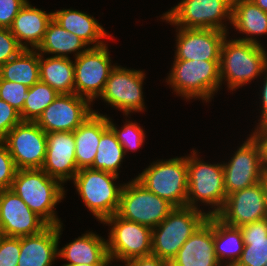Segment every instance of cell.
I'll return each instance as SVG.
<instances>
[{
	"label": "cell",
	"instance_id": "obj_1",
	"mask_svg": "<svg viewBox=\"0 0 267 266\" xmlns=\"http://www.w3.org/2000/svg\"><path fill=\"white\" fill-rule=\"evenodd\" d=\"M220 79L227 81L232 91L264 73L267 67V52L252 36L223 40L220 51Z\"/></svg>",
	"mask_w": 267,
	"mask_h": 266
},
{
	"label": "cell",
	"instance_id": "obj_2",
	"mask_svg": "<svg viewBox=\"0 0 267 266\" xmlns=\"http://www.w3.org/2000/svg\"><path fill=\"white\" fill-rule=\"evenodd\" d=\"M11 189L48 225L61 224L55 206L64 198L62 183L42 169L16 171Z\"/></svg>",
	"mask_w": 267,
	"mask_h": 266
},
{
	"label": "cell",
	"instance_id": "obj_3",
	"mask_svg": "<svg viewBox=\"0 0 267 266\" xmlns=\"http://www.w3.org/2000/svg\"><path fill=\"white\" fill-rule=\"evenodd\" d=\"M207 218V213L201 209L175 207L152 229L151 255L170 263L182 245Z\"/></svg>",
	"mask_w": 267,
	"mask_h": 266
},
{
	"label": "cell",
	"instance_id": "obj_4",
	"mask_svg": "<svg viewBox=\"0 0 267 266\" xmlns=\"http://www.w3.org/2000/svg\"><path fill=\"white\" fill-rule=\"evenodd\" d=\"M220 61L174 60L167 83L186 99L202 98L208 102L222 85Z\"/></svg>",
	"mask_w": 267,
	"mask_h": 266
},
{
	"label": "cell",
	"instance_id": "obj_5",
	"mask_svg": "<svg viewBox=\"0 0 267 266\" xmlns=\"http://www.w3.org/2000/svg\"><path fill=\"white\" fill-rule=\"evenodd\" d=\"M196 150L187 157L188 194L186 206L197 209L199 201L214 209L207 213L216 216L223 208L227 193L224 187L223 164H208L198 159ZM197 202V203H196Z\"/></svg>",
	"mask_w": 267,
	"mask_h": 266
},
{
	"label": "cell",
	"instance_id": "obj_6",
	"mask_svg": "<svg viewBox=\"0 0 267 266\" xmlns=\"http://www.w3.org/2000/svg\"><path fill=\"white\" fill-rule=\"evenodd\" d=\"M136 179L174 207H185L188 194L187 156L151 163Z\"/></svg>",
	"mask_w": 267,
	"mask_h": 266
},
{
	"label": "cell",
	"instance_id": "obj_7",
	"mask_svg": "<svg viewBox=\"0 0 267 266\" xmlns=\"http://www.w3.org/2000/svg\"><path fill=\"white\" fill-rule=\"evenodd\" d=\"M117 178L112 173L84 168L73 179L85 206L101 222L117 213L123 187L114 184Z\"/></svg>",
	"mask_w": 267,
	"mask_h": 266
},
{
	"label": "cell",
	"instance_id": "obj_8",
	"mask_svg": "<svg viewBox=\"0 0 267 266\" xmlns=\"http://www.w3.org/2000/svg\"><path fill=\"white\" fill-rule=\"evenodd\" d=\"M175 207L150 192L136 178L123 184L117 215L151 229L158 226Z\"/></svg>",
	"mask_w": 267,
	"mask_h": 266
},
{
	"label": "cell",
	"instance_id": "obj_9",
	"mask_svg": "<svg viewBox=\"0 0 267 266\" xmlns=\"http://www.w3.org/2000/svg\"><path fill=\"white\" fill-rule=\"evenodd\" d=\"M233 0H182L162 19L187 29H216L227 32L223 21H232Z\"/></svg>",
	"mask_w": 267,
	"mask_h": 266
},
{
	"label": "cell",
	"instance_id": "obj_10",
	"mask_svg": "<svg viewBox=\"0 0 267 266\" xmlns=\"http://www.w3.org/2000/svg\"><path fill=\"white\" fill-rule=\"evenodd\" d=\"M102 223L112 226L107 240V253L111 261L117 259L126 263L133 258L152 254L150 227L125 220L117 214L107 217Z\"/></svg>",
	"mask_w": 267,
	"mask_h": 266
},
{
	"label": "cell",
	"instance_id": "obj_11",
	"mask_svg": "<svg viewBox=\"0 0 267 266\" xmlns=\"http://www.w3.org/2000/svg\"><path fill=\"white\" fill-rule=\"evenodd\" d=\"M264 172L262 147L252 133L231 160L223 164L224 187L227 195L260 182Z\"/></svg>",
	"mask_w": 267,
	"mask_h": 266
},
{
	"label": "cell",
	"instance_id": "obj_12",
	"mask_svg": "<svg viewBox=\"0 0 267 266\" xmlns=\"http://www.w3.org/2000/svg\"><path fill=\"white\" fill-rule=\"evenodd\" d=\"M110 53L106 44L99 47H88L74 61V93L93 102L105 86L110 72Z\"/></svg>",
	"mask_w": 267,
	"mask_h": 266
},
{
	"label": "cell",
	"instance_id": "obj_13",
	"mask_svg": "<svg viewBox=\"0 0 267 266\" xmlns=\"http://www.w3.org/2000/svg\"><path fill=\"white\" fill-rule=\"evenodd\" d=\"M2 142L8 148L17 170L41 169L47 149L46 132L35 122L15 125Z\"/></svg>",
	"mask_w": 267,
	"mask_h": 266
},
{
	"label": "cell",
	"instance_id": "obj_14",
	"mask_svg": "<svg viewBox=\"0 0 267 266\" xmlns=\"http://www.w3.org/2000/svg\"><path fill=\"white\" fill-rule=\"evenodd\" d=\"M144 78L143 71L116 65L99 97L112 107L122 110L126 116L133 111L140 112L145 109L142 91Z\"/></svg>",
	"mask_w": 267,
	"mask_h": 266
},
{
	"label": "cell",
	"instance_id": "obj_15",
	"mask_svg": "<svg viewBox=\"0 0 267 266\" xmlns=\"http://www.w3.org/2000/svg\"><path fill=\"white\" fill-rule=\"evenodd\" d=\"M91 102L75 93L59 94L35 121L46 133L73 132L93 111Z\"/></svg>",
	"mask_w": 267,
	"mask_h": 266
},
{
	"label": "cell",
	"instance_id": "obj_16",
	"mask_svg": "<svg viewBox=\"0 0 267 266\" xmlns=\"http://www.w3.org/2000/svg\"><path fill=\"white\" fill-rule=\"evenodd\" d=\"M49 225L12 190H0V234L24 237L42 232Z\"/></svg>",
	"mask_w": 267,
	"mask_h": 266
},
{
	"label": "cell",
	"instance_id": "obj_17",
	"mask_svg": "<svg viewBox=\"0 0 267 266\" xmlns=\"http://www.w3.org/2000/svg\"><path fill=\"white\" fill-rule=\"evenodd\" d=\"M216 216L225 224L239 228L267 218V202L262 182L227 195L222 210Z\"/></svg>",
	"mask_w": 267,
	"mask_h": 266
},
{
	"label": "cell",
	"instance_id": "obj_18",
	"mask_svg": "<svg viewBox=\"0 0 267 266\" xmlns=\"http://www.w3.org/2000/svg\"><path fill=\"white\" fill-rule=\"evenodd\" d=\"M174 60L220 61V51L227 32L216 29L180 28Z\"/></svg>",
	"mask_w": 267,
	"mask_h": 266
},
{
	"label": "cell",
	"instance_id": "obj_19",
	"mask_svg": "<svg viewBox=\"0 0 267 266\" xmlns=\"http://www.w3.org/2000/svg\"><path fill=\"white\" fill-rule=\"evenodd\" d=\"M46 135V156L41 169L62 184L73 180L79 171L75 157L73 132H50Z\"/></svg>",
	"mask_w": 267,
	"mask_h": 266
},
{
	"label": "cell",
	"instance_id": "obj_20",
	"mask_svg": "<svg viewBox=\"0 0 267 266\" xmlns=\"http://www.w3.org/2000/svg\"><path fill=\"white\" fill-rule=\"evenodd\" d=\"M170 266H222L214 247V216L208 218L182 245Z\"/></svg>",
	"mask_w": 267,
	"mask_h": 266
},
{
	"label": "cell",
	"instance_id": "obj_21",
	"mask_svg": "<svg viewBox=\"0 0 267 266\" xmlns=\"http://www.w3.org/2000/svg\"><path fill=\"white\" fill-rule=\"evenodd\" d=\"M62 223L49 225L42 232L20 237V256L17 266H52L58 257Z\"/></svg>",
	"mask_w": 267,
	"mask_h": 266
},
{
	"label": "cell",
	"instance_id": "obj_22",
	"mask_svg": "<svg viewBox=\"0 0 267 266\" xmlns=\"http://www.w3.org/2000/svg\"><path fill=\"white\" fill-rule=\"evenodd\" d=\"M52 19L53 12L47 14L27 2L14 18L10 30L24 49H30L27 46L30 45L35 50L42 43L47 26Z\"/></svg>",
	"mask_w": 267,
	"mask_h": 266
},
{
	"label": "cell",
	"instance_id": "obj_23",
	"mask_svg": "<svg viewBox=\"0 0 267 266\" xmlns=\"http://www.w3.org/2000/svg\"><path fill=\"white\" fill-rule=\"evenodd\" d=\"M108 128L107 115L93 111V114L73 131L78 170L92 167L101 135Z\"/></svg>",
	"mask_w": 267,
	"mask_h": 266
},
{
	"label": "cell",
	"instance_id": "obj_24",
	"mask_svg": "<svg viewBox=\"0 0 267 266\" xmlns=\"http://www.w3.org/2000/svg\"><path fill=\"white\" fill-rule=\"evenodd\" d=\"M58 257L74 264H112L107 253V241L99 235L88 232L58 249Z\"/></svg>",
	"mask_w": 267,
	"mask_h": 266
},
{
	"label": "cell",
	"instance_id": "obj_25",
	"mask_svg": "<svg viewBox=\"0 0 267 266\" xmlns=\"http://www.w3.org/2000/svg\"><path fill=\"white\" fill-rule=\"evenodd\" d=\"M53 19L68 32L74 33L81 38L88 47H90V44H93L91 47L102 46L105 43L100 41V39L111 36L109 34L107 35L104 28L95 18L82 11L73 9L58 10L53 12Z\"/></svg>",
	"mask_w": 267,
	"mask_h": 266
},
{
	"label": "cell",
	"instance_id": "obj_26",
	"mask_svg": "<svg viewBox=\"0 0 267 266\" xmlns=\"http://www.w3.org/2000/svg\"><path fill=\"white\" fill-rule=\"evenodd\" d=\"M244 249L234 266H265L267 262V218L240 227Z\"/></svg>",
	"mask_w": 267,
	"mask_h": 266
},
{
	"label": "cell",
	"instance_id": "obj_27",
	"mask_svg": "<svg viewBox=\"0 0 267 266\" xmlns=\"http://www.w3.org/2000/svg\"><path fill=\"white\" fill-rule=\"evenodd\" d=\"M43 57V54H39L40 81L58 94L74 93V61L57 56Z\"/></svg>",
	"mask_w": 267,
	"mask_h": 266
},
{
	"label": "cell",
	"instance_id": "obj_28",
	"mask_svg": "<svg viewBox=\"0 0 267 266\" xmlns=\"http://www.w3.org/2000/svg\"><path fill=\"white\" fill-rule=\"evenodd\" d=\"M86 46L88 45L81 38L68 32L52 19L47 26L42 43L36 50H39V54L51 53L64 58H70L67 54L75 52V58H77L88 49Z\"/></svg>",
	"mask_w": 267,
	"mask_h": 266
},
{
	"label": "cell",
	"instance_id": "obj_29",
	"mask_svg": "<svg viewBox=\"0 0 267 266\" xmlns=\"http://www.w3.org/2000/svg\"><path fill=\"white\" fill-rule=\"evenodd\" d=\"M214 247L217 260L221 265L225 262L224 266H234L244 249L241 229L227 225L214 216Z\"/></svg>",
	"mask_w": 267,
	"mask_h": 266
},
{
	"label": "cell",
	"instance_id": "obj_30",
	"mask_svg": "<svg viewBox=\"0 0 267 266\" xmlns=\"http://www.w3.org/2000/svg\"><path fill=\"white\" fill-rule=\"evenodd\" d=\"M0 78L18 82L27 87L40 81L39 52L23 49L17 56L0 66Z\"/></svg>",
	"mask_w": 267,
	"mask_h": 266
},
{
	"label": "cell",
	"instance_id": "obj_31",
	"mask_svg": "<svg viewBox=\"0 0 267 266\" xmlns=\"http://www.w3.org/2000/svg\"><path fill=\"white\" fill-rule=\"evenodd\" d=\"M231 24L247 35L267 34V12L252 0H233Z\"/></svg>",
	"mask_w": 267,
	"mask_h": 266
},
{
	"label": "cell",
	"instance_id": "obj_32",
	"mask_svg": "<svg viewBox=\"0 0 267 266\" xmlns=\"http://www.w3.org/2000/svg\"><path fill=\"white\" fill-rule=\"evenodd\" d=\"M125 155L122 145L109 127L101 135L91 169L102 170L119 176L118 170Z\"/></svg>",
	"mask_w": 267,
	"mask_h": 266
},
{
	"label": "cell",
	"instance_id": "obj_33",
	"mask_svg": "<svg viewBox=\"0 0 267 266\" xmlns=\"http://www.w3.org/2000/svg\"><path fill=\"white\" fill-rule=\"evenodd\" d=\"M58 95L48 84L41 81L35 83L28 89L23 109L20 112L22 121L35 122Z\"/></svg>",
	"mask_w": 267,
	"mask_h": 266
},
{
	"label": "cell",
	"instance_id": "obj_34",
	"mask_svg": "<svg viewBox=\"0 0 267 266\" xmlns=\"http://www.w3.org/2000/svg\"><path fill=\"white\" fill-rule=\"evenodd\" d=\"M109 127L115 133L117 140L122 145L124 153L129 150L136 151L143 145L145 134L143 128H141L136 122H130L124 124L121 129H117L114 123L109 117H107Z\"/></svg>",
	"mask_w": 267,
	"mask_h": 266
},
{
	"label": "cell",
	"instance_id": "obj_35",
	"mask_svg": "<svg viewBox=\"0 0 267 266\" xmlns=\"http://www.w3.org/2000/svg\"><path fill=\"white\" fill-rule=\"evenodd\" d=\"M28 89L29 87L21 83L0 78V99L6 101L19 112L23 109Z\"/></svg>",
	"mask_w": 267,
	"mask_h": 266
},
{
	"label": "cell",
	"instance_id": "obj_36",
	"mask_svg": "<svg viewBox=\"0 0 267 266\" xmlns=\"http://www.w3.org/2000/svg\"><path fill=\"white\" fill-rule=\"evenodd\" d=\"M20 256V237L0 234V266H17Z\"/></svg>",
	"mask_w": 267,
	"mask_h": 266
},
{
	"label": "cell",
	"instance_id": "obj_37",
	"mask_svg": "<svg viewBox=\"0 0 267 266\" xmlns=\"http://www.w3.org/2000/svg\"><path fill=\"white\" fill-rule=\"evenodd\" d=\"M17 168L6 145L0 141V190L11 189Z\"/></svg>",
	"mask_w": 267,
	"mask_h": 266
},
{
	"label": "cell",
	"instance_id": "obj_38",
	"mask_svg": "<svg viewBox=\"0 0 267 266\" xmlns=\"http://www.w3.org/2000/svg\"><path fill=\"white\" fill-rule=\"evenodd\" d=\"M23 49L10 28H0V66L17 56Z\"/></svg>",
	"mask_w": 267,
	"mask_h": 266
},
{
	"label": "cell",
	"instance_id": "obj_39",
	"mask_svg": "<svg viewBox=\"0 0 267 266\" xmlns=\"http://www.w3.org/2000/svg\"><path fill=\"white\" fill-rule=\"evenodd\" d=\"M21 122L20 112L0 99V141L6 137L15 125Z\"/></svg>",
	"mask_w": 267,
	"mask_h": 266
},
{
	"label": "cell",
	"instance_id": "obj_40",
	"mask_svg": "<svg viewBox=\"0 0 267 266\" xmlns=\"http://www.w3.org/2000/svg\"><path fill=\"white\" fill-rule=\"evenodd\" d=\"M27 0H0V28H10Z\"/></svg>",
	"mask_w": 267,
	"mask_h": 266
},
{
	"label": "cell",
	"instance_id": "obj_41",
	"mask_svg": "<svg viewBox=\"0 0 267 266\" xmlns=\"http://www.w3.org/2000/svg\"><path fill=\"white\" fill-rule=\"evenodd\" d=\"M126 266H170L167 261L150 255L146 257L133 258L125 263Z\"/></svg>",
	"mask_w": 267,
	"mask_h": 266
},
{
	"label": "cell",
	"instance_id": "obj_42",
	"mask_svg": "<svg viewBox=\"0 0 267 266\" xmlns=\"http://www.w3.org/2000/svg\"><path fill=\"white\" fill-rule=\"evenodd\" d=\"M253 134L261 144L263 163L265 170H267V125L257 126V129H255V132H253Z\"/></svg>",
	"mask_w": 267,
	"mask_h": 266
},
{
	"label": "cell",
	"instance_id": "obj_43",
	"mask_svg": "<svg viewBox=\"0 0 267 266\" xmlns=\"http://www.w3.org/2000/svg\"><path fill=\"white\" fill-rule=\"evenodd\" d=\"M264 72H267V67L265 68ZM266 77L264 78V85L262 89V115L260 118V122L258 126L267 125V73L265 74Z\"/></svg>",
	"mask_w": 267,
	"mask_h": 266
},
{
	"label": "cell",
	"instance_id": "obj_44",
	"mask_svg": "<svg viewBox=\"0 0 267 266\" xmlns=\"http://www.w3.org/2000/svg\"><path fill=\"white\" fill-rule=\"evenodd\" d=\"M260 9L267 12V0H252Z\"/></svg>",
	"mask_w": 267,
	"mask_h": 266
},
{
	"label": "cell",
	"instance_id": "obj_45",
	"mask_svg": "<svg viewBox=\"0 0 267 266\" xmlns=\"http://www.w3.org/2000/svg\"><path fill=\"white\" fill-rule=\"evenodd\" d=\"M261 182H262L263 187H264L265 197H266V202H267V170H265V172L262 176Z\"/></svg>",
	"mask_w": 267,
	"mask_h": 266
},
{
	"label": "cell",
	"instance_id": "obj_46",
	"mask_svg": "<svg viewBox=\"0 0 267 266\" xmlns=\"http://www.w3.org/2000/svg\"><path fill=\"white\" fill-rule=\"evenodd\" d=\"M108 264H74V265H63V266H107Z\"/></svg>",
	"mask_w": 267,
	"mask_h": 266
}]
</instances>
